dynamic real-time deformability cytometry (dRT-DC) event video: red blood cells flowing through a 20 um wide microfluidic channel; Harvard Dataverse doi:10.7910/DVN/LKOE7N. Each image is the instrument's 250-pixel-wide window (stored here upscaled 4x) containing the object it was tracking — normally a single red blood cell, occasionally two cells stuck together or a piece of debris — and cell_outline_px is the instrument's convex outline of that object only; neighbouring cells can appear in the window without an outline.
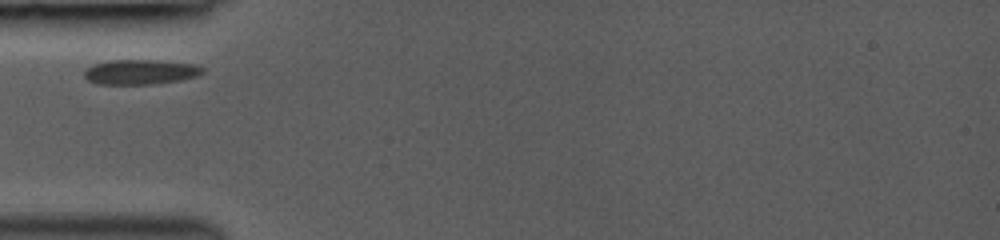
{"species": "common noctule bat (a hibernating species)", "species_latin": "Nyctalus noctula", "temperature_condition": "room temperature", "stored_images_in_passage": 3, "camera_frame_rate_fps": 3000, "um_per_image_px": 0.085, "animal": {"sex": "female", "body_mass_g": 19.0, "forearm_length_mm": 53.3}, "frame": {"image": 1, "passage_image": 1, "time_ms": 0.0, "image_size_px": [1000, 240], "cell_outline_px": [[204, 72], [200, 76], [180, 80], [152, 84], [96, 84], [88, 80], [84, 76], [84, 72], [92, 64], [108, 60], [156, 60], [196, 64], [204, 68]], "centroid_in_image_um": [11.96, 6.11], "position_along_channel_um": 73.0, "area_um2": 17.34}}
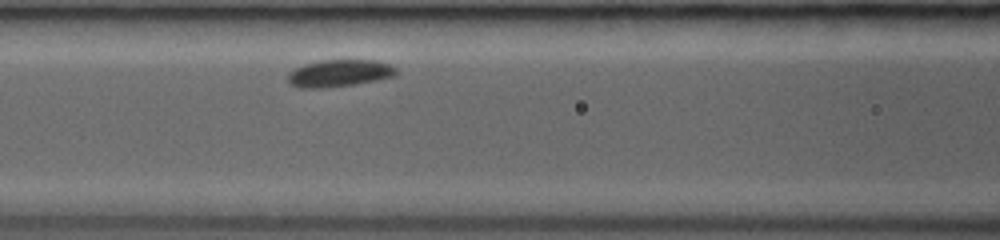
{"frame": {"image": 2, "passage_image": 3, "time_ms": 1.667, "image_size_px": [1000, 240], "cell_outline_px": [[396, 72], [392, 76], [376, 80], [356, 84], [328, 88], [296, 88], [288, 84], [288, 72], [304, 64], [320, 60], [376, 60], [392, 64], [396, 68]], "centroid_in_image_um": [28.8, 6.23], "position_along_channel_um": 137.8, "area_um2": 17.34}}